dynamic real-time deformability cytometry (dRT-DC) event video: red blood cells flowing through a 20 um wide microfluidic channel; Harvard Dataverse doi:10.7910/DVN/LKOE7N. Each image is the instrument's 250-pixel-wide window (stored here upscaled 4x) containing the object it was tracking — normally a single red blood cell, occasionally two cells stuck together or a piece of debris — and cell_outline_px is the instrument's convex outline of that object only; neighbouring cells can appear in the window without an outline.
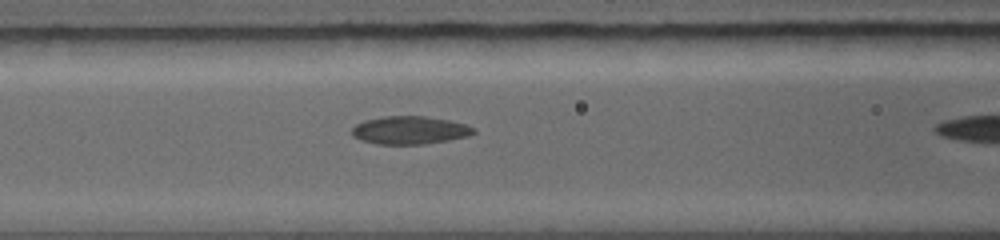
{"species": "common noctule bat (a hibernating species)", "species_latin": "Nyctalus noctula", "temperature_condition": "warm", "stored_images_in_passage": 5, "camera_frame_rate_fps": 5000, "um_per_image_px": 0.085, "animal": {"sex": "female", "body_mass_g": 19.0, "forearm_length_mm": 56.7}, "frame": {"image": 1, "passage_image": 4, "time_ms": 2.6, "image_size_px": [1000, 240], "cell_outline_px": [[476, 132], [468, 136], [448, 140], [424, 144], [376, 144], [360, 140], [352, 136], [352, 128], [356, 124], [364, 120], [384, 116], [424, 116], [448, 120], [464, 124], [472, 128]], "centroid_in_image_um": [34.78, 11.07], "position_along_channel_um": 131.8, "area_um2": 19.77}}